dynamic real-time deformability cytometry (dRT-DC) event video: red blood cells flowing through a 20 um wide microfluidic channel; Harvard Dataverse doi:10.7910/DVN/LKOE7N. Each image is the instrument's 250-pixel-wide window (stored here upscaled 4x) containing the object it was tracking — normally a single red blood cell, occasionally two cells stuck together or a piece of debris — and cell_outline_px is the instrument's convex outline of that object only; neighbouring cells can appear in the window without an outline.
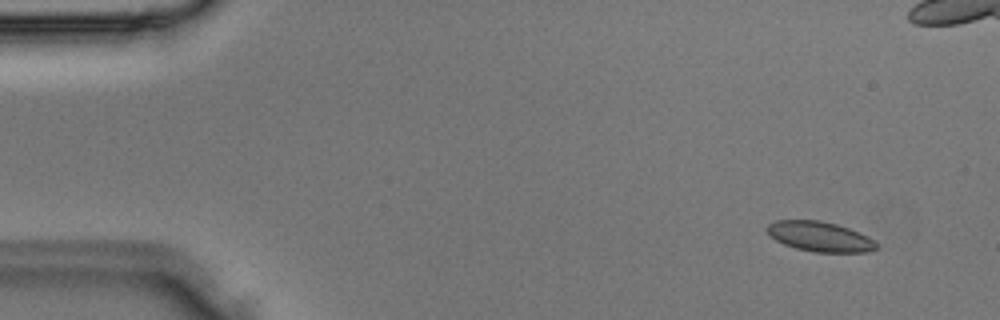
{"species": "Egyptian fruit bat (a non-hibernating species)", "species_latin": "Rousettus aegyptiacus", "temperature_condition": "room temperature", "stored_images_in_passage": 3, "camera_frame_rate_fps": 3000, "um_per_image_px": 0.085, "animal": {"sex": "male"}, "frame": {"image": 1, "passage_image": 1, "time_ms": 0.0, "image_size_px": [1000, 320], "cell_outline_px": [[876, 248], [868, 252], [816, 252], [796, 248], [784, 244], [768, 236], [764, 228], [768, 224], [776, 220], [820, 220], [836, 224], [860, 232], [868, 236], [876, 244]], "centroid_in_image_um": [69.63, 20.1], "position_along_channel_um": 15.4, "area_um2": 19.13}}